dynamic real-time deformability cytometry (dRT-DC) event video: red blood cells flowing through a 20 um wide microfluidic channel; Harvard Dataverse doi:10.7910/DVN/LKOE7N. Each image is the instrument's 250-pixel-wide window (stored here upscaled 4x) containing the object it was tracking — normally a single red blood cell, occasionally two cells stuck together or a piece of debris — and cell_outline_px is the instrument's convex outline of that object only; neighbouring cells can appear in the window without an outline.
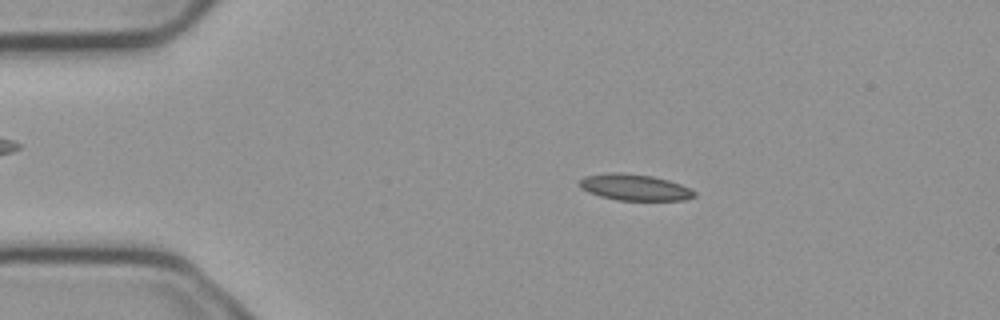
{"species": "common noctule bat (a hibernating species)", "species_latin": "Nyctalus noctula", "temperature_condition": "cold", "stored_images_in_passage": 6, "camera_frame_rate_fps": 3000, "um_per_image_px": 0.085, "animal": {"sex": "male", "body_mass_g": 23.1, "forearm_length_mm": 52.7}, "frame": {"image": 1, "passage_image": 3, "time_ms": 0.667, "image_size_px": [1000, 320], "cell_outline_px": [[696, 196], [684, 200], [620, 200], [600, 196], [588, 192], [580, 188], [580, 180], [584, 176], [608, 172], [620, 172], [652, 176], [668, 180], [680, 184], [696, 192]], "centroid_in_image_um": [53.93, 15.91], "position_along_channel_um": 31.1, "area_um2": 17.51}}
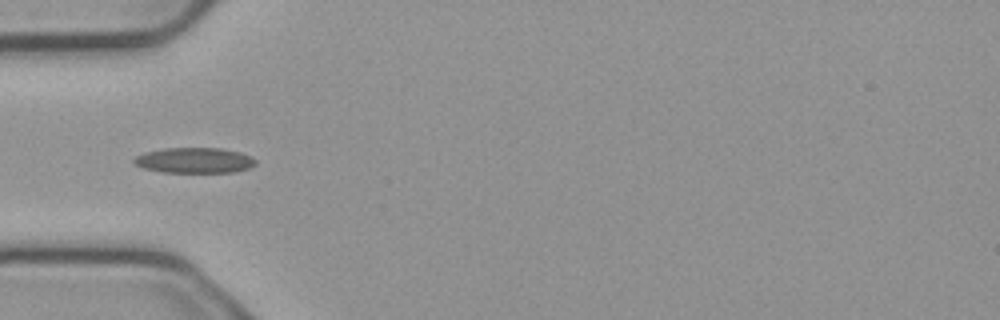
{"frame": {"image": 2, "passage_image": 5, "time_ms": 1.333, "image_size_px": [1000, 320], "cell_outline_px": [[256, 164], [248, 168], [236, 172], [164, 172], [144, 168], [136, 164], [132, 160], [136, 156], [144, 152], [164, 148], [220, 148], [240, 152], [252, 156], [256, 160]], "centroid_in_image_um": [16.55, 13.62], "position_along_channel_um": 68.5, "area_um2": 18.03}}
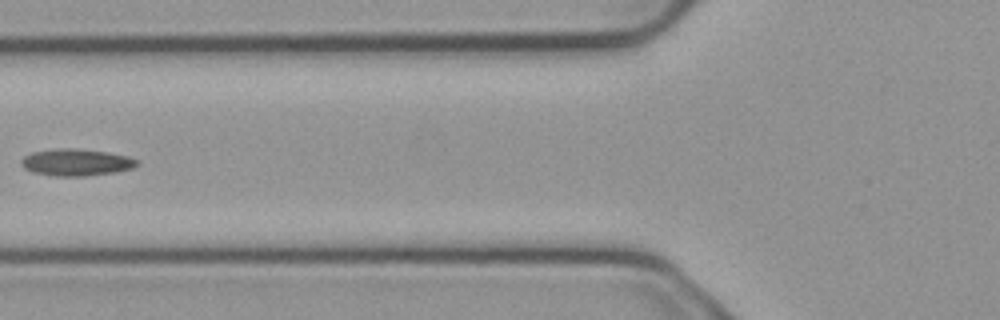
{"frame": {"image": 3, "passage_image": 6, "time_ms": 1.667, "image_size_px": [1000, 320], "cell_outline_px": [[140, 164], [132, 168], [116, 172], [84, 176], [56, 176], [32, 172], [24, 168], [20, 164], [20, 160], [24, 156], [32, 152], [60, 148], [76, 148], [108, 152], [128, 156], [140, 160]], "centroid_in_image_um": [6.5, 13.79], "position_along_channel_um": 119.3, "area_um2": 18.32}}